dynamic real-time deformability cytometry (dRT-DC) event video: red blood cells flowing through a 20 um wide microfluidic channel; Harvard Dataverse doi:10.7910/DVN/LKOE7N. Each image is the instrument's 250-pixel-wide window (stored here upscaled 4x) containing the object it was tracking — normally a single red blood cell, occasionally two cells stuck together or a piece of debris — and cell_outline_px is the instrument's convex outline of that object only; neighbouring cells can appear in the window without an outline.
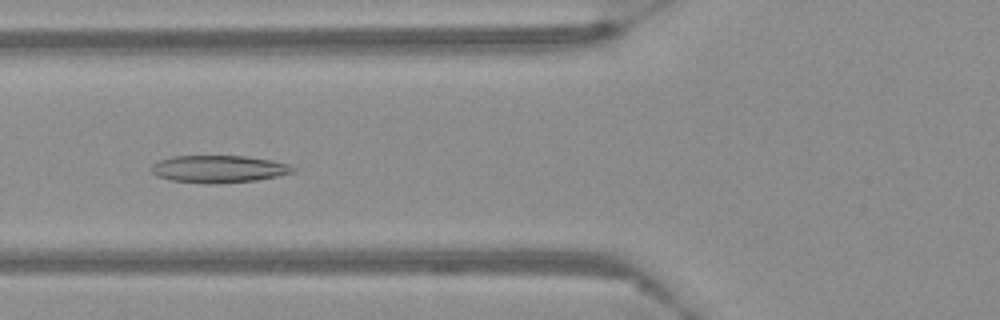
{"species": "Egyptian fruit bat (a non-hibernating species)", "species_latin": "Rousettus aegyptiacus", "temperature_condition": "warm", "stored_images_in_passage": 58, "camera_frame_rate_fps": 3000, "um_per_image_px": 0.085, "frame": {"image": 1, "passage_image": 23, "time_ms": 7.333, "image_size_px": [1000, 320], "cell_outline_px": [[296, 172], [256, 180], [216, 184], [204, 184], [172, 180], [156, 176], [152, 172], [152, 164], [160, 160], [172, 156], [244, 156], [272, 160], [288, 164], [296, 168]], "centroid_in_image_um": [18.6, 14.37], "position_along_channel_um": 107.2, "area_um2": 22.6}}
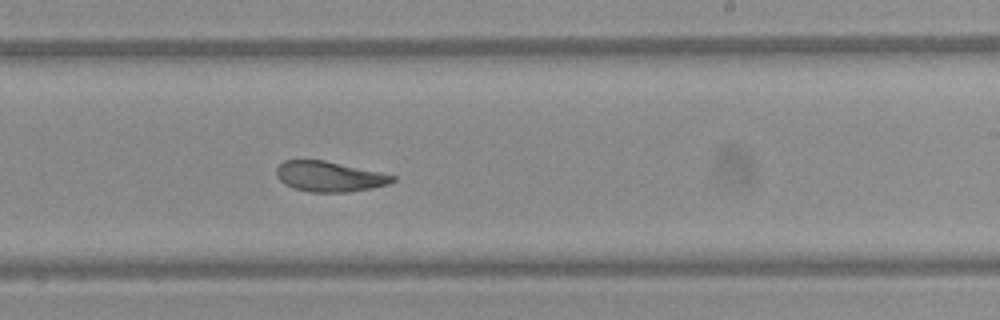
{"frame": {"image": 2, "passage_image": 36, "time_ms": 11.667, "image_size_px": [1000, 320], "cell_outline_px": [[396, 180], [388, 184], [372, 188], [348, 192], [308, 192], [284, 184], [276, 176], [276, 168], [284, 160], [324, 160], [380, 172], [396, 176]], "centroid_in_image_um": [27.99, 15.0], "position_along_channel_um": 261.0, "area_um2": 20.46}}
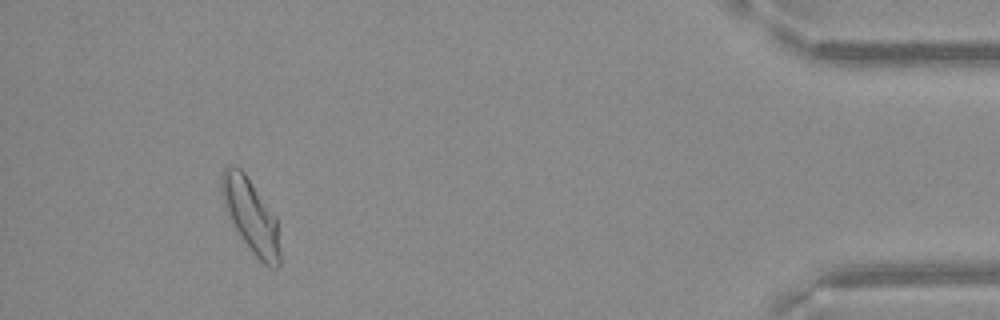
{"frame": {"image": 3, "passage_image": 54, "time_ms": 17.667, "image_size_px": [1000, 320], "cell_outline_px": [[280, 264], [276, 268], [272, 268], [264, 264], [252, 252], [236, 228], [224, 208], [220, 192], [220, 176], [224, 168], [240, 168], [244, 172], [276, 216], [280, 252]], "centroid_in_image_um": [21.32, 18.34], "position_along_channel_um": 413.9, "area_um2": 24.68}}